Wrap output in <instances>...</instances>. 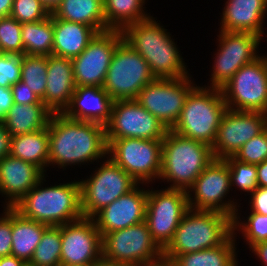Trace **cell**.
Here are the masks:
<instances>
[{
    "instance_id": "bcb514c9",
    "label": "cell",
    "mask_w": 267,
    "mask_h": 266,
    "mask_svg": "<svg viewBox=\"0 0 267 266\" xmlns=\"http://www.w3.org/2000/svg\"><path fill=\"white\" fill-rule=\"evenodd\" d=\"M250 249L252 250V253L254 252V254L260 258V261H262L261 263L265 264L264 266H267V241L257 242L253 244Z\"/></svg>"
},
{
    "instance_id": "f35d334b",
    "label": "cell",
    "mask_w": 267,
    "mask_h": 266,
    "mask_svg": "<svg viewBox=\"0 0 267 266\" xmlns=\"http://www.w3.org/2000/svg\"><path fill=\"white\" fill-rule=\"evenodd\" d=\"M49 15L40 0H14L10 13V16L21 24L41 21Z\"/></svg>"
},
{
    "instance_id": "d4e9b609",
    "label": "cell",
    "mask_w": 267,
    "mask_h": 266,
    "mask_svg": "<svg viewBox=\"0 0 267 266\" xmlns=\"http://www.w3.org/2000/svg\"><path fill=\"white\" fill-rule=\"evenodd\" d=\"M53 55L65 58L79 56L98 33L81 23L69 22L53 15Z\"/></svg>"
},
{
    "instance_id": "9a60e30c",
    "label": "cell",
    "mask_w": 267,
    "mask_h": 266,
    "mask_svg": "<svg viewBox=\"0 0 267 266\" xmlns=\"http://www.w3.org/2000/svg\"><path fill=\"white\" fill-rule=\"evenodd\" d=\"M219 46L214 57L213 72L208 88L221 89L245 64L260 56L257 49L261 37L249 32H225L218 35ZM257 51V52H256Z\"/></svg>"
},
{
    "instance_id": "f907efd6",
    "label": "cell",
    "mask_w": 267,
    "mask_h": 266,
    "mask_svg": "<svg viewBox=\"0 0 267 266\" xmlns=\"http://www.w3.org/2000/svg\"><path fill=\"white\" fill-rule=\"evenodd\" d=\"M40 2L51 14L61 4L62 0H40Z\"/></svg>"
},
{
    "instance_id": "8d00e7d4",
    "label": "cell",
    "mask_w": 267,
    "mask_h": 266,
    "mask_svg": "<svg viewBox=\"0 0 267 266\" xmlns=\"http://www.w3.org/2000/svg\"><path fill=\"white\" fill-rule=\"evenodd\" d=\"M22 24L9 17L0 18V48L5 54L24 55Z\"/></svg>"
},
{
    "instance_id": "4316f807",
    "label": "cell",
    "mask_w": 267,
    "mask_h": 266,
    "mask_svg": "<svg viewBox=\"0 0 267 266\" xmlns=\"http://www.w3.org/2000/svg\"><path fill=\"white\" fill-rule=\"evenodd\" d=\"M51 115L44 103H14L3 123L11 136H17L46 128Z\"/></svg>"
},
{
    "instance_id": "9f6ffc18",
    "label": "cell",
    "mask_w": 267,
    "mask_h": 266,
    "mask_svg": "<svg viewBox=\"0 0 267 266\" xmlns=\"http://www.w3.org/2000/svg\"><path fill=\"white\" fill-rule=\"evenodd\" d=\"M5 53L2 51V49L0 48V58L4 55Z\"/></svg>"
},
{
    "instance_id": "603a6c76",
    "label": "cell",
    "mask_w": 267,
    "mask_h": 266,
    "mask_svg": "<svg viewBox=\"0 0 267 266\" xmlns=\"http://www.w3.org/2000/svg\"><path fill=\"white\" fill-rule=\"evenodd\" d=\"M46 75L45 106L52 113H62L76 88L71 58L47 56Z\"/></svg>"
},
{
    "instance_id": "8992f818",
    "label": "cell",
    "mask_w": 267,
    "mask_h": 266,
    "mask_svg": "<svg viewBox=\"0 0 267 266\" xmlns=\"http://www.w3.org/2000/svg\"><path fill=\"white\" fill-rule=\"evenodd\" d=\"M227 109L221 89L196 85L189 93L180 117L171 130L212 147Z\"/></svg>"
},
{
    "instance_id": "2e32d148",
    "label": "cell",
    "mask_w": 267,
    "mask_h": 266,
    "mask_svg": "<svg viewBox=\"0 0 267 266\" xmlns=\"http://www.w3.org/2000/svg\"><path fill=\"white\" fill-rule=\"evenodd\" d=\"M167 128L135 99L115 100L105 126L106 139H163Z\"/></svg>"
},
{
    "instance_id": "681fc988",
    "label": "cell",
    "mask_w": 267,
    "mask_h": 266,
    "mask_svg": "<svg viewBox=\"0 0 267 266\" xmlns=\"http://www.w3.org/2000/svg\"><path fill=\"white\" fill-rule=\"evenodd\" d=\"M14 0H0V18L9 17Z\"/></svg>"
},
{
    "instance_id": "f5cc1de1",
    "label": "cell",
    "mask_w": 267,
    "mask_h": 266,
    "mask_svg": "<svg viewBox=\"0 0 267 266\" xmlns=\"http://www.w3.org/2000/svg\"><path fill=\"white\" fill-rule=\"evenodd\" d=\"M68 266H93V264H75V265H68Z\"/></svg>"
},
{
    "instance_id": "7a4b0ae2",
    "label": "cell",
    "mask_w": 267,
    "mask_h": 266,
    "mask_svg": "<svg viewBox=\"0 0 267 266\" xmlns=\"http://www.w3.org/2000/svg\"><path fill=\"white\" fill-rule=\"evenodd\" d=\"M122 35L123 40L147 61L155 78L190 76L171 34L154 17L127 25Z\"/></svg>"
},
{
    "instance_id": "4dcf8cb0",
    "label": "cell",
    "mask_w": 267,
    "mask_h": 266,
    "mask_svg": "<svg viewBox=\"0 0 267 266\" xmlns=\"http://www.w3.org/2000/svg\"><path fill=\"white\" fill-rule=\"evenodd\" d=\"M24 54L53 55V14L36 22L22 23Z\"/></svg>"
},
{
    "instance_id": "7dc6e473",
    "label": "cell",
    "mask_w": 267,
    "mask_h": 266,
    "mask_svg": "<svg viewBox=\"0 0 267 266\" xmlns=\"http://www.w3.org/2000/svg\"><path fill=\"white\" fill-rule=\"evenodd\" d=\"M257 182L258 187L267 188V160H264L262 163L257 164Z\"/></svg>"
},
{
    "instance_id": "4fadbf2b",
    "label": "cell",
    "mask_w": 267,
    "mask_h": 266,
    "mask_svg": "<svg viewBox=\"0 0 267 266\" xmlns=\"http://www.w3.org/2000/svg\"><path fill=\"white\" fill-rule=\"evenodd\" d=\"M188 193L177 189H148L145 221L153 241L163 251L173 239L178 224L188 211Z\"/></svg>"
},
{
    "instance_id": "e0dca14e",
    "label": "cell",
    "mask_w": 267,
    "mask_h": 266,
    "mask_svg": "<svg viewBox=\"0 0 267 266\" xmlns=\"http://www.w3.org/2000/svg\"><path fill=\"white\" fill-rule=\"evenodd\" d=\"M122 40L121 30L97 33L85 50L71 59L76 87H103L113 53Z\"/></svg>"
},
{
    "instance_id": "74e56055",
    "label": "cell",
    "mask_w": 267,
    "mask_h": 266,
    "mask_svg": "<svg viewBox=\"0 0 267 266\" xmlns=\"http://www.w3.org/2000/svg\"><path fill=\"white\" fill-rule=\"evenodd\" d=\"M248 164H260L267 160V134L265 130L247 141L233 156Z\"/></svg>"
},
{
    "instance_id": "60d3db41",
    "label": "cell",
    "mask_w": 267,
    "mask_h": 266,
    "mask_svg": "<svg viewBox=\"0 0 267 266\" xmlns=\"http://www.w3.org/2000/svg\"><path fill=\"white\" fill-rule=\"evenodd\" d=\"M0 217V258L11 255L12 249V207H5Z\"/></svg>"
},
{
    "instance_id": "6da1fadb",
    "label": "cell",
    "mask_w": 267,
    "mask_h": 266,
    "mask_svg": "<svg viewBox=\"0 0 267 266\" xmlns=\"http://www.w3.org/2000/svg\"><path fill=\"white\" fill-rule=\"evenodd\" d=\"M49 132V158L58 168L85 164L107 157L105 127L101 124L77 121L62 113H52L47 124Z\"/></svg>"
},
{
    "instance_id": "f546056e",
    "label": "cell",
    "mask_w": 267,
    "mask_h": 266,
    "mask_svg": "<svg viewBox=\"0 0 267 266\" xmlns=\"http://www.w3.org/2000/svg\"><path fill=\"white\" fill-rule=\"evenodd\" d=\"M10 155L38 166L45 173L49 158L48 128L12 136Z\"/></svg>"
},
{
    "instance_id": "d6986e66",
    "label": "cell",
    "mask_w": 267,
    "mask_h": 266,
    "mask_svg": "<svg viewBox=\"0 0 267 266\" xmlns=\"http://www.w3.org/2000/svg\"><path fill=\"white\" fill-rule=\"evenodd\" d=\"M266 116L267 114L262 112L227 109L212 145L214 158L225 159L234 156L247 141L264 130Z\"/></svg>"
},
{
    "instance_id": "e575fe53",
    "label": "cell",
    "mask_w": 267,
    "mask_h": 266,
    "mask_svg": "<svg viewBox=\"0 0 267 266\" xmlns=\"http://www.w3.org/2000/svg\"><path fill=\"white\" fill-rule=\"evenodd\" d=\"M225 160L230 171L231 187L236 185L243 192L253 193L258 188L256 165L238 161L233 156Z\"/></svg>"
},
{
    "instance_id": "ee69618b",
    "label": "cell",
    "mask_w": 267,
    "mask_h": 266,
    "mask_svg": "<svg viewBox=\"0 0 267 266\" xmlns=\"http://www.w3.org/2000/svg\"><path fill=\"white\" fill-rule=\"evenodd\" d=\"M14 100L11 87L4 88L0 86V120L3 121L13 106Z\"/></svg>"
},
{
    "instance_id": "f1b7e54d",
    "label": "cell",
    "mask_w": 267,
    "mask_h": 266,
    "mask_svg": "<svg viewBox=\"0 0 267 266\" xmlns=\"http://www.w3.org/2000/svg\"><path fill=\"white\" fill-rule=\"evenodd\" d=\"M52 14L65 21L88 25L98 33L110 30L106 26L101 0H62Z\"/></svg>"
},
{
    "instance_id": "816d5d0a",
    "label": "cell",
    "mask_w": 267,
    "mask_h": 266,
    "mask_svg": "<svg viewBox=\"0 0 267 266\" xmlns=\"http://www.w3.org/2000/svg\"><path fill=\"white\" fill-rule=\"evenodd\" d=\"M93 266H126V265H123V264H120V263H117V262H114V261H109L103 257H101L99 260H97Z\"/></svg>"
},
{
    "instance_id": "ab89813d",
    "label": "cell",
    "mask_w": 267,
    "mask_h": 266,
    "mask_svg": "<svg viewBox=\"0 0 267 266\" xmlns=\"http://www.w3.org/2000/svg\"><path fill=\"white\" fill-rule=\"evenodd\" d=\"M22 55L4 54L0 58V86L9 88L21 80Z\"/></svg>"
},
{
    "instance_id": "836d02e7",
    "label": "cell",
    "mask_w": 267,
    "mask_h": 266,
    "mask_svg": "<svg viewBox=\"0 0 267 266\" xmlns=\"http://www.w3.org/2000/svg\"><path fill=\"white\" fill-rule=\"evenodd\" d=\"M47 56L22 55L21 81L41 99L45 105Z\"/></svg>"
},
{
    "instance_id": "b9f144b4",
    "label": "cell",
    "mask_w": 267,
    "mask_h": 266,
    "mask_svg": "<svg viewBox=\"0 0 267 266\" xmlns=\"http://www.w3.org/2000/svg\"><path fill=\"white\" fill-rule=\"evenodd\" d=\"M12 96L16 104L43 103L41 99L21 80L11 86Z\"/></svg>"
},
{
    "instance_id": "484cf974",
    "label": "cell",
    "mask_w": 267,
    "mask_h": 266,
    "mask_svg": "<svg viewBox=\"0 0 267 266\" xmlns=\"http://www.w3.org/2000/svg\"><path fill=\"white\" fill-rule=\"evenodd\" d=\"M236 233L233 232L223 244L217 247L179 256H163V260L170 266H238L234 238Z\"/></svg>"
},
{
    "instance_id": "7c38bea8",
    "label": "cell",
    "mask_w": 267,
    "mask_h": 266,
    "mask_svg": "<svg viewBox=\"0 0 267 266\" xmlns=\"http://www.w3.org/2000/svg\"><path fill=\"white\" fill-rule=\"evenodd\" d=\"M191 76L178 79L156 78L144 86L135 99L171 130L180 117L189 93L196 87Z\"/></svg>"
},
{
    "instance_id": "5bb4252c",
    "label": "cell",
    "mask_w": 267,
    "mask_h": 266,
    "mask_svg": "<svg viewBox=\"0 0 267 266\" xmlns=\"http://www.w3.org/2000/svg\"><path fill=\"white\" fill-rule=\"evenodd\" d=\"M231 188L230 171L226 160L215 158L187 191L189 208L216 211L233 219L238 212L237 202L224 200ZM191 192L194 196H191Z\"/></svg>"
},
{
    "instance_id": "db71d44e",
    "label": "cell",
    "mask_w": 267,
    "mask_h": 266,
    "mask_svg": "<svg viewBox=\"0 0 267 266\" xmlns=\"http://www.w3.org/2000/svg\"><path fill=\"white\" fill-rule=\"evenodd\" d=\"M264 130L267 134V116H266V119H265V122H264Z\"/></svg>"
},
{
    "instance_id": "d590c367",
    "label": "cell",
    "mask_w": 267,
    "mask_h": 266,
    "mask_svg": "<svg viewBox=\"0 0 267 266\" xmlns=\"http://www.w3.org/2000/svg\"><path fill=\"white\" fill-rule=\"evenodd\" d=\"M238 212L233 217V232L240 230L247 241L249 248L260 241H267V215L251 212L247 221L240 222Z\"/></svg>"
},
{
    "instance_id": "d6a6232c",
    "label": "cell",
    "mask_w": 267,
    "mask_h": 266,
    "mask_svg": "<svg viewBox=\"0 0 267 266\" xmlns=\"http://www.w3.org/2000/svg\"><path fill=\"white\" fill-rule=\"evenodd\" d=\"M32 266H61V226H48L29 263Z\"/></svg>"
},
{
    "instance_id": "5b68a950",
    "label": "cell",
    "mask_w": 267,
    "mask_h": 266,
    "mask_svg": "<svg viewBox=\"0 0 267 266\" xmlns=\"http://www.w3.org/2000/svg\"><path fill=\"white\" fill-rule=\"evenodd\" d=\"M233 219L216 211L189 208L163 256H179L223 244L232 234Z\"/></svg>"
},
{
    "instance_id": "8fae6325",
    "label": "cell",
    "mask_w": 267,
    "mask_h": 266,
    "mask_svg": "<svg viewBox=\"0 0 267 266\" xmlns=\"http://www.w3.org/2000/svg\"><path fill=\"white\" fill-rule=\"evenodd\" d=\"M106 158L93 176L79 181L83 217L92 218L102 208L139 185L120 166Z\"/></svg>"
},
{
    "instance_id": "44dd1931",
    "label": "cell",
    "mask_w": 267,
    "mask_h": 266,
    "mask_svg": "<svg viewBox=\"0 0 267 266\" xmlns=\"http://www.w3.org/2000/svg\"><path fill=\"white\" fill-rule=\"evenodd\" d=\"M46 174L36 165L7 155L0 160V194L14 207Z\"/></svg>"
},
{
    "instance_id": "9c48e42d",
    "label": "cell",
    "mask_w": 267,
    "mask_h": 266,
    "mask_svg": "<svg viewBox=\"0 0 267 266\" xmlns=\"http://www.w3.org/2000/svg\"><path fill=\"white\" fill-rule=\"evenodd\" d=\"M108 157L138 184H149L161 174L162 139H106Z\"/></svg>"
},
{
    "instance_id": "7bdbcfd3",
    "label": "cell",
    "mask_w": 267,
    "mask_h": 266,
    "mask_svg": "<svg viewBox=\"0 0 267 266\" xmlns=\"http://www.w3.org/2000/svg\"><path fill=\"white\" fill-rule=\"evenodd\" d=\"M251 195V212L267 215V188L258 187Z\"/></svg>"
},
{
    "instance_id": "f6af8a7d",
    "label": "cell",
    "mask_w": 267,
    "mask_h": 266,
    "mask_svg": "<svg viewBox=\"0 0 267 266\" xmlns=\"http://www.w3.org/2000/svg\"><path fill=\"white\" fill-rule=\"evenodd\" d=\"M12 136L6 130L3 121L0 120V160L10 155Z\"/></svg>"
},
{
    "instance_id": "83f0119b",
    "label": "cell",
    "mask_w": 267,
    "mask_h": 266,
    "mask_svg": "<svg viewBox=\"0 0 267 266\" xmlns=\"http://www.w3.org/2000/svg\"><path fill=\"white\" fill-rule=\"evenodd\" d=\"M48 225L23 217L12 207L11 255L30 263Z\"/></svg>"
},
{
    "instance_id": "cb8c5ba5",
    "label": "cell",
    "mask_w": 267,
    "mask_h": 266,
    "mask_svg": "<svg viewBox=\"0 0 267 266\" xmlns=\"http://www.w3.org/2000/svg\"><path fill=\"white\" fill-rule=\"evenodd\" d=\"M266 12L267 0H227L222 12L220 30L249 32L263 39Z\"/></svg>"
},
{
    "instance_id": "277c9868",
    "label": "cell",
    "mask_w": 267,
    "mask_h": 266,
    "mask_svg": "<svg viewBox=\"0 0 267 266\" xmlns=\"http://www.w3.org/2000/svg\"><path fill=\"white\" fill-rule=\"evenodd\" d=\"M212 147L167 130L162 139L159 179L173 182L168 189L188 191L205 167L214 160Z\"/></svg>"
},
{
    "instance_id": "52a82bcc",
    "label": "cell",
    "mask_w": 267,
    "mask_h": 266,
    "mask_svg": "<svg viewBox=\"0 0 267 266\" xmlns=\"http://www.w3.org/2000/svg\"><path fill=\"white\" fill-rule=\"evenodd\" d=\"M102 257L126 266H156L163 251L153 241L146 221L102 236Z\"/></svg>"
},
{
    "instance_id": "c3c4849f",
    "label": "cell",
    "mask_w": 267,
    "mask_h": 266,
    "mask_svg": "<svg viewBox=\"0 0 267 266\" xmlns=\"http://www.w3.org/2000/svg\"><path fill=\"white\" fill-rule=\"evenodd\" d=\"M26 263L15 256H4L0 258V266H25Z\"/></svg>"
},
{
    "instance_id": "1f68e13d",
    "label": "cell",
    "mask_w": 267,
    "mask_h": 266,
    "mask_svg": "<svg viewBox=\"0 0 267 266\" xmlns=\"http://www.w3.org/2000/svg\"><path fill=\"white\" fill-rule=\"evenodd\" d=\"M145 0H105L104 16L110 30H123L127 25L150 17L144 10Z\"/></svg>"
},
{
    "instance_id": "3957f363",
    "label": "cell",
    "mask_w": 267,
    "mask_h": 266,
    "mask_svg": "<svg viewBox=\"0 0 267 266\" xmlns=\"http://www.w3.org/2000/svg\"><path fill=\"white\" fill-rule=\"evenodd\" d=\"M45 176L13 207L23 217L46 224L61 226L83 217L80 182L41 187Z\"/></svg>"
},
{
    "instance_id": "ba28073f",
    "label": "cell",
    "mask_w": 267,
    "mask_h": 266,
    "mask_svg": "<svg viewBox=\"0 0 267 266\" xmlns=\"http://www.w3.org/2000/svg\"><path fill=\"white\" fill-rule=\"evenodd\" d=\"M155 79L147 61L122 40L111 58L103 88L114 101L136 99Z\"/></svg>"
},
{
    "instance_id": "30bf717a",
    "label": "cell",
    "mask_w": 267,
    "mask_h": 266,
    "mask_svg": "<svg viewBox=\"0 0 267 266\" xmlns=\"http://www.w3.org/2000/svg\"><path fill=\"white\" fill-rule=\"evenodd\" d=\"M221 92L228 109L267 114V56L243 65Z\"/></svg>"
},
{
    "instance_id": "11a10c76",
    "label": "cell",
    "mask_w": 267,
    "mask_h": 266,
    "mask_svg": "<svg viewBox=\"0 0 267 266\" xmlns=\"http://www.w3.org/2000/svg\"><path fill=\"white\" fill-rule=\"evenodd\" d=\"M156 266H170V265H169L168 263L163 262V263L158 264V265H156Z\"/></svg>"
},
{
    "instance_id": "ffe728a7",
    "label": "cell",
    "mask_w": 267,
    "mask_h": 266,
    "mask_svg": "<svg viewBox=\"0 0 267 266\" xmlns=\"http://www.w3.org/2000/svg\"><path fill=\"white\" fill-rule=\"evenodd\" d=\"M147 199L148 190L137 185L97 212L92 218L101 236L145 221Z\"/></svg>"
},
{
    "instance_id": "7402d4cb",
    "label": "cell",
    "mask_w": 267,
    "mask_h": 266,
    "mask_svg": "<svg viewBox=\"0 0 267 266\" xmlns=\"http://www.w3.org/2000/svg\"><path fill=\"white\" fill-rule=\"evenodd\" d=\"M113 102L103 87H76L62 114L72 120L94 122L105 127L111 117Z\"/></svg>"
},
{
    "instance_id": "ac0fdd59",
    "label": "cell",
    "mask_w": 267,
    "mask_h": 266,
    "mask_svg": "<svg viewBox=\"0 0 267 266\" xmlns=\"http://www.w3.org/2000/svg\"><path fill=\"white\" fill-rule=\"evenodd\" d=\"M102 257V236L93 218L61 225V266L94 264Z\"/></svg>"
}]
</instances>
